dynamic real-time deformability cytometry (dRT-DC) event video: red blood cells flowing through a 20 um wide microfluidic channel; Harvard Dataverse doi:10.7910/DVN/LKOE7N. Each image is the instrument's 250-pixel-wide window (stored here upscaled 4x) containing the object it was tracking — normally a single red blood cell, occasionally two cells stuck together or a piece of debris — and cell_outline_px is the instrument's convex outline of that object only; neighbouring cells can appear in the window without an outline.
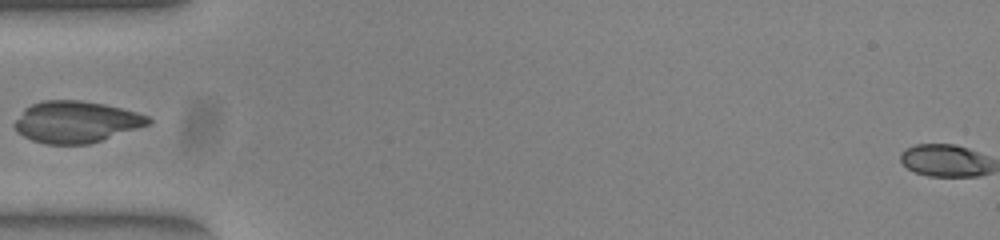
{"species": "common noctule bat (a hibernating species)", "species_latin": "Nyctalus noctula", "temperature_condition": "warm", "stored_images_in_passage": 36, "camera_frame_rate_fps": 3000, "um_per_image_px": 0.085, "animal": {"sex": "female", "body_mass_g": 23.0, "forearm_length_mm": 53.4}, "frame": {"image": 1, "passage_image": 1, "time_ms": 0.0, "image_size_px": [1000, 240], "cell_outline_px": [[152, 120], [148, 124], [88, 144], [44, 144], [32, 140], [16, 132], [12, 124], [24, 108], [32, 104], [44, 100], [80, 100], [104, 104], [136, 112], [148, 116]], "centroid_in_image_um": [6.39, 10.35], "position_along_channel_um": 78.6, "area_um2": 32.14}}
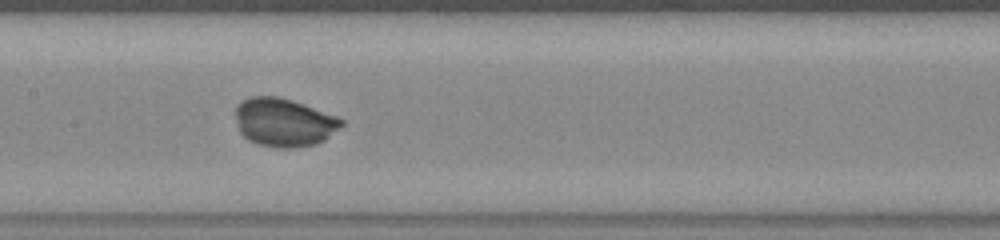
{"frame": {"image": 2, "passage_image": 9, "time_ms": 2.667, "image_size_px": [1000, 240], "cell_outline_px": [[344, 124], [340, 128], [324, 140], [316, 144], [292, 148], [276, 148], [256, 144], [248, 140], [240, 132], [236, 116], [236, 108], [244, 100], [252, 96], [276, 96], [292, 100], [336, 116], [344, 120]], "centroid_in_image_um": [24.15, 10.42], "position_along_channel_um": 183.3, "area_um2": 29.71}}
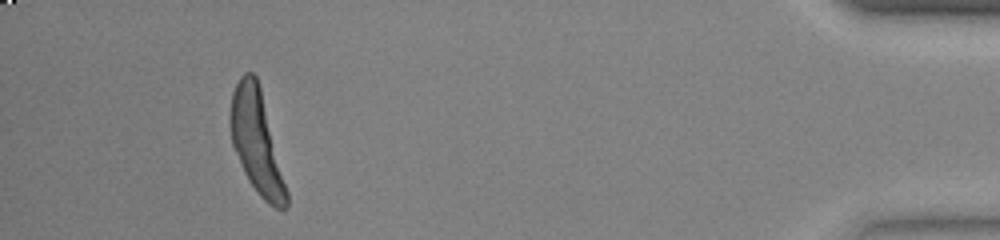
{"frame": {"image": 3, "passage_image": 32, "time_ms": 10.333, "image_size_px": [1000, 240], "cell_outline_px": [[288, 208], [276, 208], [268, 204], [260, 196], [248, 180], [244, 172], [232, 144], [228, 116], [232, 92], [240, 76], [244, 72], [252, 72], [256, 76], [260, 88], [288, 192]], "centroid_in_image_um": [21.78, 12.05], "position_along_channel_um": 413.4, "area_um2": 33.35}}